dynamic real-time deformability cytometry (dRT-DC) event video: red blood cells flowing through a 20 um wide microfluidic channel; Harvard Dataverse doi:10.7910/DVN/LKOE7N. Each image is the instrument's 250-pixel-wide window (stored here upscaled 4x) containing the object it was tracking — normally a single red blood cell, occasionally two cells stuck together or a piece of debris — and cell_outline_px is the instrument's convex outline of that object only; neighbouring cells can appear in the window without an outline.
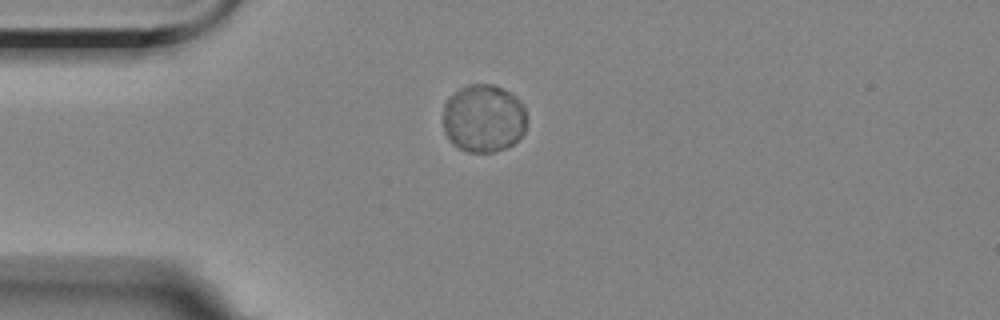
{"species": "Egyptian fruit bat (a non-hibernating species)", "species_latin": "Rousettus aegyptiacus", "temperature_condition": "room temperature", "stored_images_in_passage": 2, "camera_frame_rate_fps": 3000, "um_per_image_px": 0.085, "animal": {"sex": "female"}, "frame": {"image": 1, "passage_image": 2, "time_ms": 1.333, "image_size_px": [1000, 320], "cell_outline_px": [[524, 132], [512, 144], [504, 148], [492, 152], [468, 152], [452, 144], [444, 132], [444, 104], [448, 96], [460, 88], [468, 84], [496, 84], [504, 88], [516, 96], [524, 104]], "centroid_in_image_um": [41.08, 10.03], "position_along_channel_um": 43.9, "area_um2": 33.29}}